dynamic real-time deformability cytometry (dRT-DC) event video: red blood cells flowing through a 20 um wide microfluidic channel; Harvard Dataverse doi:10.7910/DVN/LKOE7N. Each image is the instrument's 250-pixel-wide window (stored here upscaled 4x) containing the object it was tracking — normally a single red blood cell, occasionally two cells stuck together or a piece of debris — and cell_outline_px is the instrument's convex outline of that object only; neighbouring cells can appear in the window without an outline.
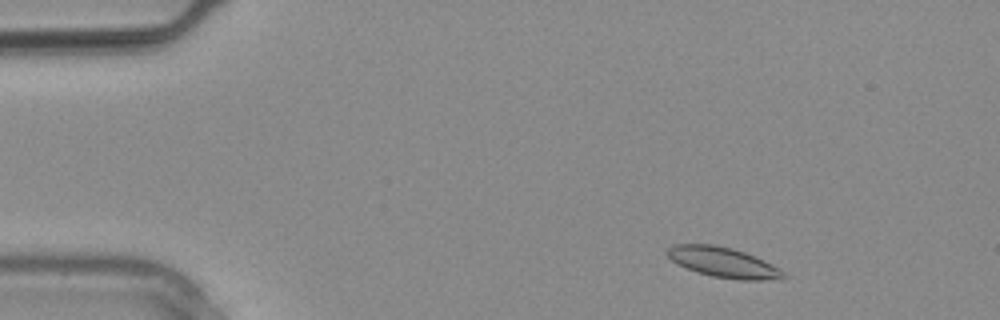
{"species": "common noctule bat (a hibernating species)", "species_latin": "Nyctalus noctula", "temperature_condition": "warm", "stored_images_in_passage": 2, "camera_frame_rate_fps": 3000, "um_per_image_px": 0.085, "animal": {"sex": "male", "body_mass_g": 20.4}, "frame": {"image": 1, "passage_image": 1, "time_ms": 0.0, "image_size_px": [1000, 320], "cell_outline_px": [[788, 276], [784, 280], [736, 280], [712, 276], [696, 272], [672, 260], [664, 252], [672, 244], [716, 244], [732, 248], [744, 252], [764, 260], [780, 268]], "centroid_in_image_um": [61.53, 22.31], "position_along_channel_um": 23.5, "area_um2": 20.69}}